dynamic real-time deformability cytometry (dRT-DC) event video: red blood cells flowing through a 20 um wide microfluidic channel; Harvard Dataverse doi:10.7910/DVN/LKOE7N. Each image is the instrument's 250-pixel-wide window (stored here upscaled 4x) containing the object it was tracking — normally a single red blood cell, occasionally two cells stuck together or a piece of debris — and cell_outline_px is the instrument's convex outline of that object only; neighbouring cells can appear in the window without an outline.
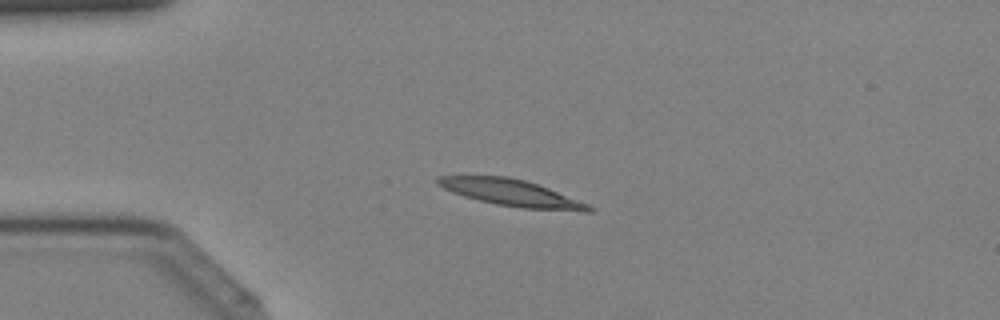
{"species": "Egyptian fruit bat (a non-hibernating species)", "species_latin": "Rousettus aegyptiacus", "temperature_condition": "cold", "stored_images_in_passage": 40, "camera_frame_rate_fps": 3000, "um_per_image_px": 0.085, "animal": {"sex": "female"}, "frame": {"image": 1, "passage_image": 8, "time_ms": 2.333, "image_size_px": [1000, 320], "cell_outline_px": [[592, 212], [584, 212], [524, 208], [496, 204], [464, 196], [452, 192], [436, 184], [436, 176], [508, 176], [524, 180], [548, 188], [588, 204], [592, 208]], "centroid_in_image_um": [43.45, 16.39], "position_along_channel_um": 41.5, "area_um2": 23.12}}
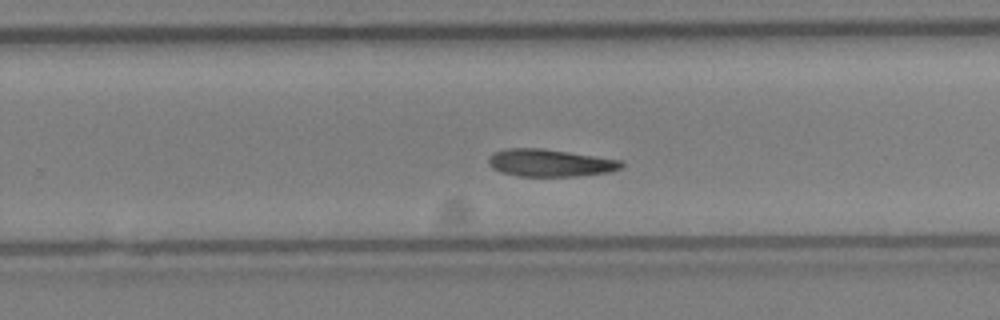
{"frame": {"image": 2, "passage_image": 25, "time_ms": 8.0, "image_size_px": [1000, 320], "cell_outline_px": [[624, 164], [620, 168], [608, 172], [576, 176], [516, 176], [500, 172], [492, 168], [488, 164], [488, 156], [492, 152], [504, 148], [544, 148], [620, 160]], "centroid_in_image_um": [46.67, 13.84], "position_along_channel_um": 283.1, "area_um2": 21.33}}
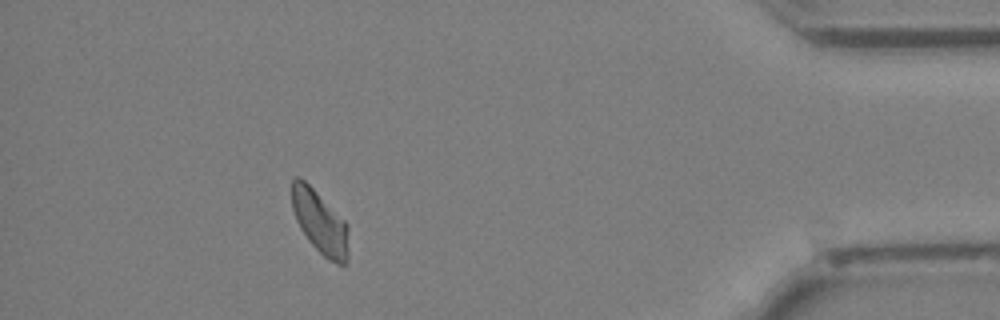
{"frame": {"image": 3, "passage_image": 36, "time_ms": 11.667, "image_size_px": [1000, 320], "cell_outline_px": [[348, 264], [336, 264], [328, 260], [308, 240], [300, 228], [296, 220], [292, 208], [292, 180], [296, 176], [304, 180], [348, 224]], "centroid_in_image_um": [27.21, 18.93], "position_along_channel_um": 408.0, "area_um2": 20.69}}